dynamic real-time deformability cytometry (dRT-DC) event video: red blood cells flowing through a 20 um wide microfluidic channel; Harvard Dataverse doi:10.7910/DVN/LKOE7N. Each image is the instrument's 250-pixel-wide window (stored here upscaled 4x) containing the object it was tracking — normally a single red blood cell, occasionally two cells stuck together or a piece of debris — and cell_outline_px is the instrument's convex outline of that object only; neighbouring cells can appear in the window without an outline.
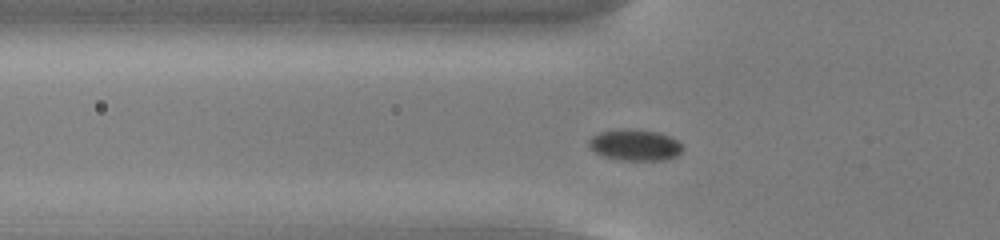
{"species": "common noctule bat (a hibernating species)", "species_latin": "Nyctalus noctula", "temperature_condition": "cold", "stored_images_in_passage": 41, "camera_frame_rate_fps": 3000, "um_per_image_px": 0.085, "animal": {"sex": "male", "body_mass_g": 13.0, "forearm_length_mm": 53.1}, "frame": {"image": 1, "passage_image": 5, "time_ms": 1.333, "image_size_px": [1000, 240], "cell_outline_px": [[684, 148], [676, 156], [664, 160], [620, 160], [604, 156], [596, 152], [588, 144], [588, 140], [592, 136], [600, 132], [624, 128], [628, 128], [660, 132], [676, 140]], "centroid_in_image_um": [53.97, 12.31], "position_along_channel_um": 71.8, "area_um2": 16.99}}
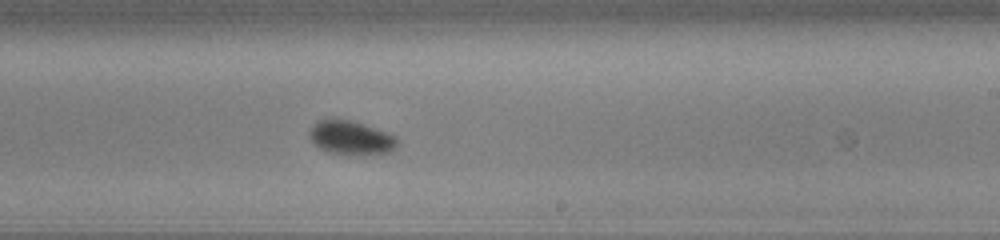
{"frame": {"image": 2, "passage_image": 20, "time_ms": 6.333, "image_size_px": [1000, 240], "cell_outline_px": [[396, 148], [388, 152], [356, 156], [328, 152], [320, 148], [308, 136], [308, 132], [312, 124], [316, 120], [328, 116], [332, 116], [348, 120], [388, 132], [396, 136]], "centroid_in_image_um": [29.76, 11.68], "position_along_channel_um": 259.2, "area_um2": 17.8}}
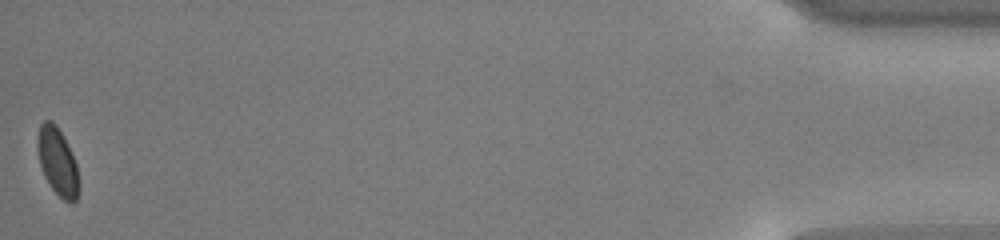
{"frame": {"image": 3, "passage_image": 41, "time_ms": 13.333, "image_size_px": [1000, 240], "cell_outline_px": [[80, 188], [76, 200], [72, 204], [68, 204], [52, 188], [44, 176], [40, 164], [36, 148], [36, 136], [40, 124], [44, 120], [52, 120], [56, 124], [76, 164], [80, 184]], "centroid_in_image_um": [4.87, 13.76], "position_along_channel_um": 430.3, "area_um2": 16.36}}